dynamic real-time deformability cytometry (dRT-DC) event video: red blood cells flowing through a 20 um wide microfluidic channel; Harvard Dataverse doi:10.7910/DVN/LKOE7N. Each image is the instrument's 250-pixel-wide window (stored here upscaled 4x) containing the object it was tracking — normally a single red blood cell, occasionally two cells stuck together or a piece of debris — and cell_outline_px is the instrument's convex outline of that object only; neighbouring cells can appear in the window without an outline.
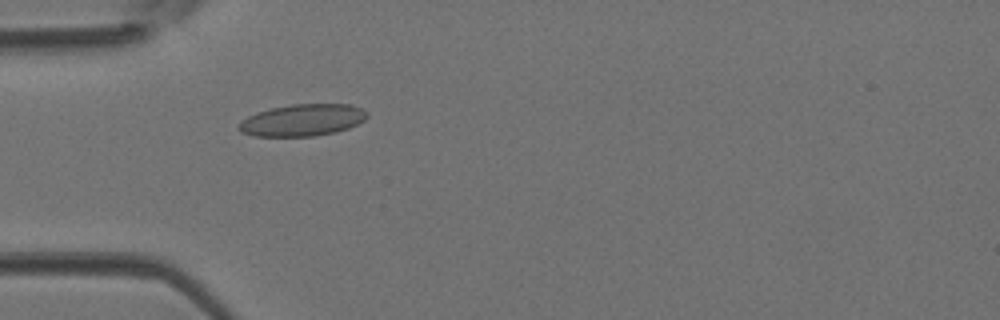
{"species": "Egyptian fruit bat (a non-hibernating species)", "species_latin": "Rousettus aegyptiacus", "temperature_condition": "room temperature", "stored_images_in_passage": 45, "camera_frame_rate_fps": 3000, "um_per_image_px": 0.085, "animal": {"sex": "female"}, "frame": {"image": 1, "passage_image": 14, "time_ms": 4.333, "image_size_px": [1000, 320], "cell_outline_px": [[368, 116], [364, 120], [348, 128], [336, 132], [316, 136], [252, 136], [240, 132], [236, 128], [240, 120], [256, 112], [272, 108], [292, 104], [352, 104], [368, 112]], "centroid_in_image_um": [25.68, 10.21], "position_along_channel_um": 59.3, "area_um2": 24.04}}
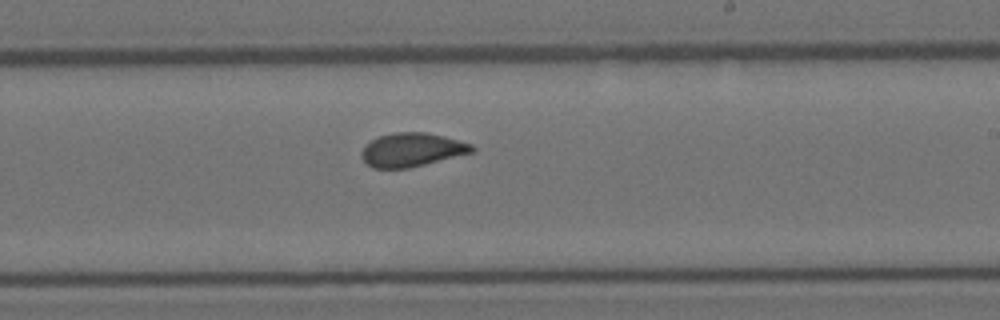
{"frame": {"image": 2, "passage_image": 27, "time_ms": 8.667, "image_size_px": [1000, 320], "cell_outline_px": [[476, 152], [408, 168], [372, 168], [360, 156], [360, 152], [364, 144], [380, 136], [396, 132], [424, 132], [444, 136], [472, 144], [476, 148]], "centroid_in_image_um": [35.02, 12.73], "position_along_channel_um": 254.0, "area_um2": 21.79}}
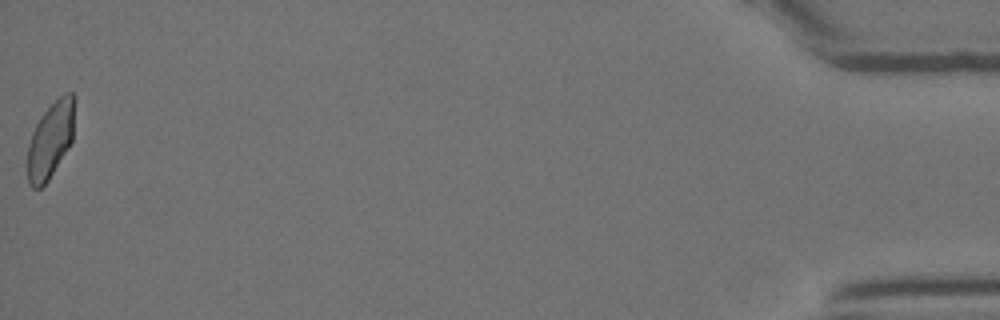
{"frame": {"image": 3, "passage_image": 45, "time_ms": 14.667, "image_size_px": [1000, 320], "cell_outline_px": [[76, 100], [72, 140], [68, 148], [48, 180], [40, 188], [32, 188], [28, 184], [28, 144], [32, 132], [40, 116], [64, 92], [72, 92], [76, 96]], "centroid_in_image_um": [4.32, 11.85], "position_along_channel_um": 430.9, "area_um2": 20.98}}